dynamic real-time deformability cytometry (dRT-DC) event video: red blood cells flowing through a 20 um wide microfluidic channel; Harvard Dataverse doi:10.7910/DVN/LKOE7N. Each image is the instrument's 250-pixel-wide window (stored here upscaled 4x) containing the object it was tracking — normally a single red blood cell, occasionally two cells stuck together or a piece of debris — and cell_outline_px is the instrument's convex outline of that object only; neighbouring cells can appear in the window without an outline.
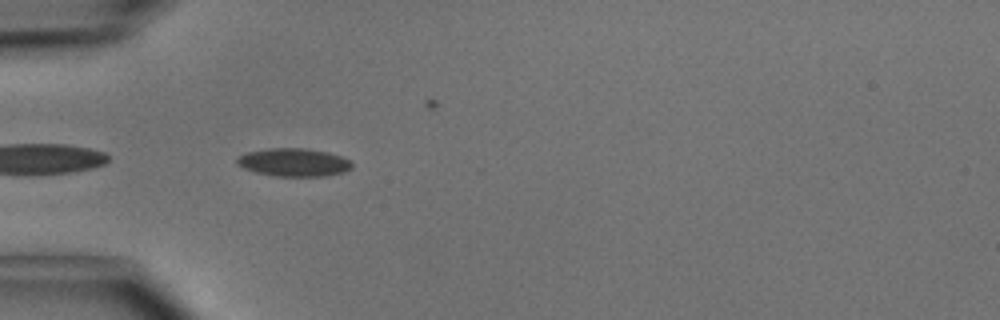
{"species": "common noctule bat (a hibernating species)", "species_latin": "Nyctalus noctula", "temperature_condition": "cold", "stored_images_in_passage": 5, "camera_frame_rate_fps": 3000, "um_per_image_px": 0.085, "animal": {"sex": "male", "body_mass_g": 15.6}, "frame": {"image": 1, "passage_image": 2, "time_ms": 0.333, "image_size_px": [1000, 320], "cell_outline_px": [[352, 168], [344, 172], [328, 176], [276, 176], [256, 172], [244, 168], [236, 164], [236, 160], [240, 156], [248, 152], [268, 148], [304, 148], [328, 152], [340, 156], [348, 160], [352, 164]], "centroid_in_image_um": [24.98, 13.8], "position_along_channel_um": 60.0, "area_um2": 18.73}}